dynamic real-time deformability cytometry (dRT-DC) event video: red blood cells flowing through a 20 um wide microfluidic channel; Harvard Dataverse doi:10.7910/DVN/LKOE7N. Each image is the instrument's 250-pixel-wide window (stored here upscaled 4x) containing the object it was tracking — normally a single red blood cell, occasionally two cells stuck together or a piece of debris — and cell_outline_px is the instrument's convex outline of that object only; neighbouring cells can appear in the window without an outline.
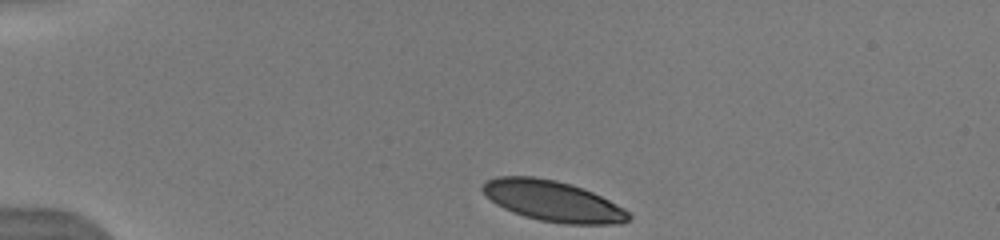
{"species": "human", "species_latin": "Homo sapiens", "temperature_condition": "warm", "stored_images_in_passage": 36, "camera_frame_rate_fps": 3000, "um_per_image_px": 0.085, "donor": {"sex": "male"}, "frame": {"image": 1, "passage_image": 1, "time_ms": 0.0, "image_size_px": [1000, 240], "cell_outline_px": [[632, 220], [620, 224], [564, 224], [540, 220], [524, 216], [512, 212], [496, 204], [480, 188], [488, 180], [496, 176], [532, 176], [556, 180], [572, 184], [592, 192], [624, 208], [632, 216]], "centroid_in_image_um": [47.02, 17.09], "position_along_channel_um": 38.0, "area_um2": 34.56}}
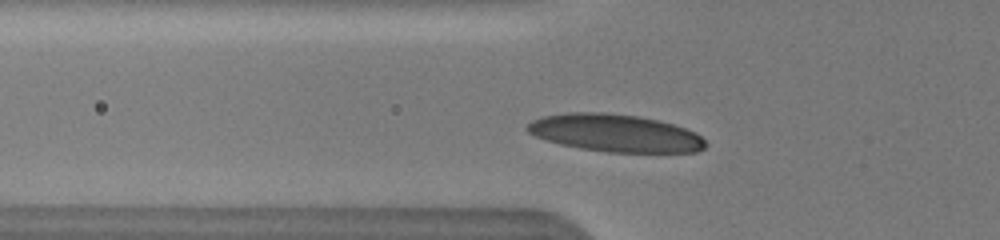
{"frame": {"image": 2, "passage_image": 8, "time_ms": 2.333, "image_size_px": [1000, 240], "cell_outline_px": [[708, 144], [704, 148], [696, 152], [608, 152], [580, 148], [560, 144], [536, 136], [528, 132], [524, 128], [532, 120], [540, 116], [568, 112], [604, 112], [636, 116], [660, 120], [696, 132]], "centroid_in_image_um": [52.28, 11.3], "position_along_channel_um": 73.5, "area_um2": 39.02}}
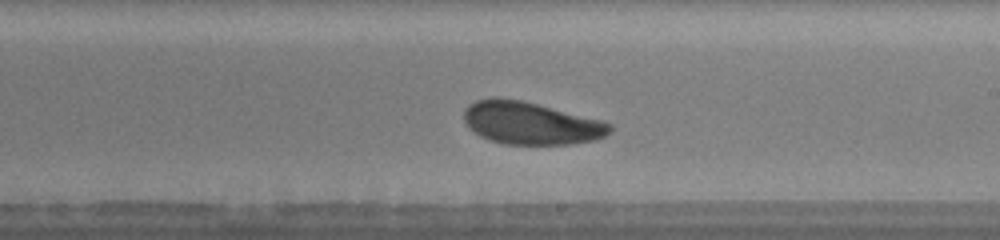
{"frame": {"image": 3, "passage_image": 20, "time_ms": 6.667, "image_size_px": [1000, 240], "cell_outline_px": [[612, 128], [604, 136], [596, 140], [572, 144], [504, 144], [488, 140], [480, 136], [464, 120], [464, 108], [468, 104], [476, 100], [492, 96], [496, 96], [524, 100], [600, 120], [612, 124]], "centroid_in_image_um": [45.09, 10.45], "position_along_channel_um": 243.9, "area_um2": 36.3}, "authors_computed_cell_mechanics": {"area_um2": 36.3273, "velocity_mm_per_s": 3.9558, "shape_relaxation_time_tau1_ms": 2.8142, "shape_relaxation_time_tau2_ms": 11.3889, "deformation_change_tau1": 0.1151, "deformation_change_tau2": 0.1951}}